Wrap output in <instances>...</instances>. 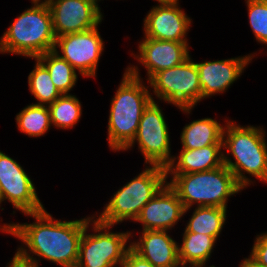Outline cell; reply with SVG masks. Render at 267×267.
<instances>
[{
    "label": "cell",
    "mask_w": 267,
    "mask_h": 267,
    "mask_svg": "<svg viewBox=\"0 0 267 267\" xmlns=\"http://www.w3.org/2000/svg\"><path fill=\"white\" fill-rule=\"evenodd\" d=\"M35 66L28 75V86L36 101L34 104L49 106L62 94L51 80L48 69L37 59Z\"/></svg>",
    "instance_id": "obj_25"
},
{
    "label": "cell",
    "mask_w": 267,
    "mask_h": 267,
    "mask_svg": "<svg viewBox=\"0 0 267 267\" xmlns=\"http://www.w3.org/2000/svg\"><path fill=\"white\" fill-rule=\"evenodd\" d=\"M93 233H88L90 230ZM112 225H106L93 217L86 225L79 245L78 261L75 267H121L131 248V231L114 232ZM129 243V244H128Z\"/></svg>",
    "instance_id": "obj_7"
},
{
    "label": "cell",
    "mask_w": 267,
    "mask_h": 267,
    "mask_svg": "<svg viewBox=\"0 0 267 267\" xmlns=\"http://www.w3.org/2000/svg\"><path fill=\"white\" fill-rule=\"evenodd\" d=\"M240 267H264L263 265L258 264L254 259L250 256L245 257L242 262L239 264Z\"/></svg>",
    "instance_id": "obj_29"
},
{
    "label": "cell",
    "mask_w": 267,
    "mask_h": 267,
    "mask_svg": "<svg viewBox=\"0 0 267 267\" xmlns=\"http://www.w3.org/2000/svg\"><path fill=\"white\" fill-rule=\"evenodd\" d=\"M224 122L223 149L226 151H223V164L243 189L251 183L254 186L251 176L267 183V133L263 126H242L230 119Z\"/></svg>",
    "instance_id": "obj_3"
},
{
    "label": "cell",
    "mask_w": 267,
    "mask_h": 267,
    "mask_svg": "<svg viewBox=\"0 0 267 267\" xmlns=\"http://www.w3.org/2000/svg\"><path fill=\"white\" fill-rule=\"evenodd\" d=\"M168 232L170 231H140L139 239L132 240L131 248L154 267H174L180 263L179 243Z\"/></svg>",
    "instance_id": "obj_17"
},
{
    "label": "cell",
    "mask_w": 267,
    "mask_h": 267,
    "mask_svg": "<svg viewBox=\"0 0 267 267\" xmlns=\"http://www.w3.org/2000/svg\"><path fill=\"white\" fill-rule=\"evenodd\" d=\"M0 201H8L23 213L45 209L36 187L24 168L14 158L0 150Z\"/></svg>",
    "instance_id": "obj_11"
},
{
    "label": "cell",
    "mask_w": 267,
    "mask_h": 267,
    "mask_svg": "<svg viewBox=\"0 0 267 267\" xmlns=\"http://www.w3.org/2000/svg\"><path fill=\"white\" fill-rule=\"evenodd\" d=\"M223 165V145L197 149H180L166 167V174H187L209 171Z\"/></svg>",
    "instance_id": "obj_18"
},
{
    "label": "cell",
    "mask_w": 267,
    "mask_h": 267,
    "mask_svg": "<svg viewBox=\"0 0 267 267\" xmlns=\"http://www.w3.org/2000/svg\"><path fill=\"white\" fill-rule=\"evenodd\" d=\"M165 119L159 103L152 101L142 114L135 138L122 152L133 149L137 143L145 165L166 168L174 155H171L169 126Z\"/></svg>",
    "instance_id": "obj_9"
},
{
    "label": "cell",
    "mask_w": 267,
    "mask_h": 267,
    "mask_svg": "<svg viewBox=\"0 0 267 267\" xmlns=\"http://www.w3.org/2000/svg\"><path fill=\"white\" fill-rule=\"evenodd\" d=\"M193 210L185 229L188 232L210 235L217 240L227 223V208L198 206Z\"/></svg>",
    "instance_id": "obj_21"
},
{
    "label": "cell",
    "mask_w": 267,
    "mask_h": 267,
    "mask_svg": "<svg viewBox=\"0 0 267 267\" xmlns=\"http://www.w3.org/2000/svg\"><path fill=\"white\" fill-rule=\"evenodd\" d=\"M99 25L87 31L56 37L54 52L66 60L82 77H97L104 41Z\"/></svg>",
    "instance_id": "obj_10"
},
{
    "label": "cell",
    "mask_w": 267,
    "mask_h": 267,
    "mask_svg": "<svg viewBox=\"0 0 267 267\" xmlns=\"http://www.w3.org/2000/svg\"><path fill=\"white\" fill-rule=\"evenodd\" d=\"M245 3L256 41L267 46V0H245Z\"/></svg>",
    "instance_id": "obj_26"
},
{
    "label": "cell",
    "mask_w": 267,
    "mask_h": 267,
    "mask_svg": "<svg viewBox=\"0 0 267 267\" xmlns=\"http://www.w3.org/2000/svg\"><path fill=\"white\" fill-rule=\"evenodd\" d=\"M15 120L17 129L31 138L44 136L52 126L49 107L34 103L17 113Z\"/></svg>",
    "instance_id": "obj_22"
},
{
    "label": "cell",
    "mask_w": 267,
    "mask_h": 267,
    "mask_svg": "<svg viewBox=\"0 0 267 267\" xmlns=\"http://www.w3.org/2000/svg\"><path fill=\"white\" fill-rule=\"evenodd\" d=\"M48 6L56 37L87 31L104 20L95 0H50Z\"/></svg>",
    "instance_id": "obj_12"
},
{
    "label": "cell",
    "mask_w": 267,
    "mask_h": 267,
    "mask_svg": "<svg viewBox=\"0 0 267 267\" xmlns=\"http://www.w3.org/2000/svg\"><path fill=\"white\" fill-rule=\"evenodd\" d=\"M137 48V54L132 52L131 56L146 69L147 81L155 73L179 65L190 56L189 43L184 42L142 37Z\"/></svg>",
    "instance_id": "obj_15"
},
{
    "label": "cell",
    "mask_w": 267,
    "mask_h": 267,
    "mask_svg": "<svg viewBox=\"0 0 267 267\" xmlns=\"http://www.w3.org/2000/svg\"><path fill=\"white\" fill-rule=\"evenodd\" d=\"M121 267H154L149 261L142 258L132 248H130L125 256Z\"/></svg>",
    "instance_id": "obj_28"
},
{
    "label": "cell",
    "mask_w": 267,
    "mask_h": 267,
    "mask_svg": "<svg viewBox=\"0 0 267 267\" xmlns=\"http://www.w3.org/2000/svg\"><path fill=\"white\" fill-rule=\"evenodd\" d=\"M167 183L166 168L157 165H145L129 182L119 188L104 204L102 212L94 217L106 225H118L138 218L142 208Z\"/></svg>",
    "instance_id": "obj_6"
},
{
    "label": "cell",
    "mask_w": 267,
    "mask_h": 267,
    "mask_svg": "<svg viewBox=\"0 0 267 267\" xmlns=\"http://www.w3.org/2000/svg\"><path fill=\"white\" fill-rule=\"evenodd\" d=\"M48 107L51 125L60 130L72 129L82 116V104L73 94H62Z\"/></svg>",
    "instance_id": "obj_24"
},
{
    "label": "cell",
    "mask_w": 267,
    "mask_h": 267,
    "mask_svg": "<svg viewBox=\"0 0 267 267\" xmlns=\"http://www.w3.org/2000/svg\"><path fill=\"white\" fill-rule=\"evenodd\" d=\"M33 223H3L1 233L21 241L13 259L27 267H40L42 259L61 267H75L79 245L87 223L94 214L76 220H58L46 209L23 213ZM37 257V258H36Z\"/></svg>",
    "instance_id": "obj_1"
},
{
    "label": "cell",
    "mask_w": 267,
    "mask_h": 267,
    "mask_svg": "<svg viewBox=\"0 0 267 267\" xmlns=\"http://www.w3.org/2000/svg\"><path fill=\"white\" fill-rule=\"evenodd\" d=\"M179 4L175 2L153 6L143 19V36L188 43L187 34L193 21Z\"/></svg>",
    "instance_id": "obj_13"
},
{
    "label": "cell",
    "mask_w": 267,
    "mask_h": 267,
    "mask_svg": "<svg viewBox=\"0 0 267 267\" xmlns=\"http://www.w3.org/2000/svg\"><path fill=\"white\" fill-rule=\"evenodd\" d=\"M249 256L258 264L267 267V231L256 236Z\"/></svg>",
    "instance_id": "obj_27"
},
{
    "label": "cell",
    "mask_w": 267,
    "mask_h": 267,
    "mask_svg": "<svg viewBox=\"0 0 267 267\" xmlns=\"http://www.w3.org/2000/svg\"><path fill=\"white\" fill-rule=\"evenodd\" d=\"M37 59L48 69L51 80L61 94H71L77 84L78 74L66 60L54 51L46 52Z\"/></svg>",
    "instance_id": "obj_23"
},
{
    "label": "cell",
    "mask_w": 267,
    "mask_h": 267,
    "mask_svg": "<svg viewBox=\"0 0 267 267\" xmlns=\"http://www.w3.org/2000/svg\"><path fill=\"white\" fill-rule=\"evenodd\" d=\"M50 0H31L32 5H49Z\"/></svg>",
    "instance_id": "obj_31"
},
{
    "label": "cell",
    "mask_w": 267,
    "mask_h": 267,
    "mask_svg": "<svg viewBox=\"0 0 267 267\" xmlns=\"http://www.w3.org/2000/svg\"><path fill=\"white\" fill-rule=\"evenodd\" d=\"M174 267H201V266H197V265H193V264H183V263H179Z\"/></svg>",
    "instance_id": "obj_33"
},
{
    "label": "cell",
    "mask_w": 267,
    "mask_h": 267,
    "mask_svg": "<svg viewBox=\"0 0 267 267\" xmlns=\"http://www.w3.org/2000/svg\"><path fill=\"white\" fill-rule=\"evenodd\" d=\"M147 83L153 101L157 97L158 102L175 105L185 115L202 101L199 72L191 55L181 64L155 73Z\"/></svg>",
    "instance_id": "obj_8"
},
{
    "label": "cell",
    "mask_w": 267,
    "mask_h": 267,
    "mask_svg": "<svg viewBox=\"0 0 267 267\" xmlns=\"http://www.w3.org/2000/svg\"><path fill=\"white\" fill-rule=\"evenodd\" d=\"M183 231L182 243L178 244L180 263L208 266L217 240L210 235L188 232L185 228Z\"/></svg>",
    "instance_id": "obj_20"
},
{
    "label": "cell",
    "mask_w": 267,
    "mask_h": 267,
    "mask_svg": "<svg viewBox=\"0 0 267 267\" xmlns=\"http://www.w3.org/2000/svg\"><path fill=\"white\" fill-rule=\"evenodd\" d=\"M138 66L128 65L110 102L107 141L113 152L123 151L135 138L144 110L153 101Z\"/></svg>",
    "instance_id": "obj_2"
},
{
    "label": "cell",
    "mask_w": 267,
    "mask_h": 267,
    "mask_svg": "<svg viewBox=\"0 0 267 267\" xmlns=\"http://www.w3.org/2000/svg\"><path fill=\"white\" fill-rule=\"evenodd\" d=\"M184 210L177 193L166 183L142 208L135 222L142 225V231H170L182 220Z\"/></svg>",
    "instance_id": "obj_16"
},
{
    "label": "cell",
    "mask_w": 267,
    "mask_h": 267,
    "mask_svg": "<svg viewBox=\"0 0 267 267\" xmlns=\"http://www.w3.org/2000/svg\"><path fill=\"white\" fill-rule=\"evenodd\" d=\"M155 1L158 2V4L179 2V0H155Z\"/></svg>",
    "instance_id": "obj_32"
},
{
    "label": "cell",
    "mask_w": 267,
    "mask_h": 267,
    "mask_svg": "<svg viewBox=\"0 0 267 267\" xmlns=\"http://www.w3.org/2000/svg\"><path fill=\"white\" fill-rule=\"evenodd\" d=\"M10 262L7 263V266L6 267H27V266H24L18 262H16L13 258H11V260H9Z\"/></svg>",
    "instance_id": "obj_30"
},
{
    "label": "cell",
    "mask_w": 267,
    "mask_h": 267,
    "mask_svg": "<svg viewBox=\"0 0 267 267\" xmlns=\"http://www.w3.org/2000/svg\"><path fill=\"white\" fill-rule=\"evenodd\" d=\"M167 183L177 193L185 208L184 215L192 206L228 208V198L234 197L243 188L234 174L224 164L216 169L187 174H166Z\"/></svg>",
    "instance_id": "obj_4"
},
{
    "label": "cell",
    "mask_w": 267,
    "mask_h": 267,
    "mask_svg": "<svg viewBox=\"0 0 267 267\" xmlns=\"http://www.w3.org/2000/svg\"><path fill=\"white\" fill-rule=\"evenodd\" d=\"M255 55L257 56V52L222 60L195 62L199 72L202 100L211 98L212 95H222L231 88L230 86L241 77Z\"/></svg>",
    "instance_id": "obj_14"
},
{
    "label": "cell",
    "mask_w": 267,
    "mask_h": 267,
    "mask_svg": "<svg viewBox=\"0 0 267 267\" xmlns=\"http://www.w3.org/2000/svg\"><path fill=\"white\" fill-rule=\"evenodd\" d=\"M55 42L49 6L31 5L15 18L0 37V54L34 59L53 51Z\"/></svg>",
    "instance_id": "obj_5"
},
{
    "label": "cell",
    "mask_w": 267,
    "mask_h": 267,
    "mask_svg": "<svg viewBox=\"0 0 267 267\" xmlns=\"http://www.w3.org/2000/svg\"><path fill=\"white\" fill-rule=\"evenodd\" d=\"M216 119L205 117L186 124L180 134L181 149H197L209 145H223V129Z\"/></svg>",
    "instance_id": "obj_19"
}]
</instances>
